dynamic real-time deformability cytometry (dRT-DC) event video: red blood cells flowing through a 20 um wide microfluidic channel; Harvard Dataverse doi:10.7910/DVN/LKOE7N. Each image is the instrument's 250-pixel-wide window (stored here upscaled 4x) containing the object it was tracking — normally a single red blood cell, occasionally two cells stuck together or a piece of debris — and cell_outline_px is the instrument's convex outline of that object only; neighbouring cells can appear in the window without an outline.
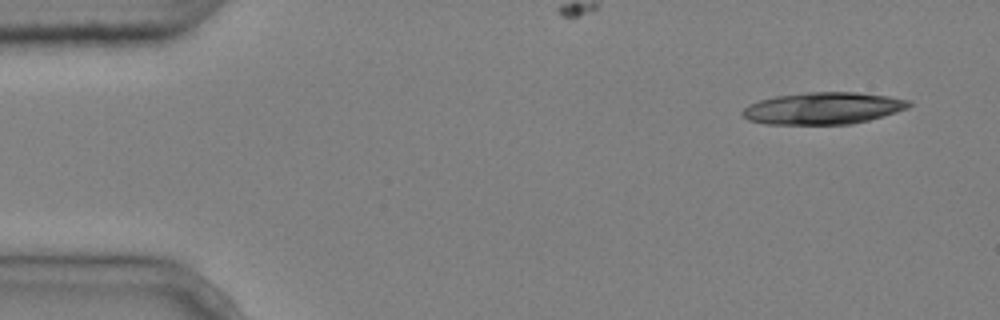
{"species": "common noctule bat (a hibernating species)", "species_latin": "Nyctalus noctula", "temperature_condition": "cold", "stored_images_in_passage": 5, "camera_frame_rate_fps": 3000, "um_per_image_px": 0.085, "animal": {"sex": "male", "body_mass_g": 20.4}, "frame": {"image": 1, "passage_image": 1, "time_ms": 0.0, "image_size_px": [1000, 320], "cell_outline_px": [[912, 104], [908, 108], [896, 112], [868, 120], [852, 124], [764, 124], [748, 120], [740, 112], [748, 104], [760, 100], [776, 96], [808, 92], [856, 92], [888, 96], [912, 100]], "centroid_in_image_um": [69.97, 9.2], "position_along_channel_um": 15.0, "area_um2": 31.04}}
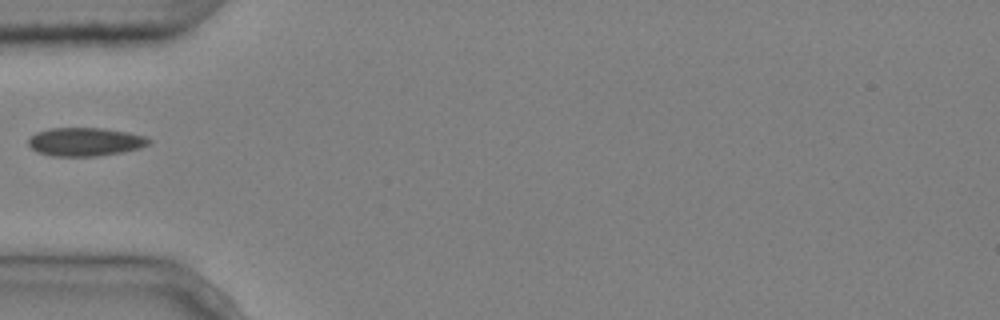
{"frame": {"image": 2, "passage_image": 5, "time_ms": 1.333, "image_size_px": [1000, 320], "cell_outline_px": [[152, 140], [148, 144], [140, 148], [120, 152], [96, 156], [52, 156], [36, 152], [28, 144], [28, 140], [36, 132], [48, 128], [104, 128], [128, 132], [144, 136]], "centroid_in_image_um": [7.22, 12.05], "position_along_channel_um": 77.8, "area_um2": 19.94}}